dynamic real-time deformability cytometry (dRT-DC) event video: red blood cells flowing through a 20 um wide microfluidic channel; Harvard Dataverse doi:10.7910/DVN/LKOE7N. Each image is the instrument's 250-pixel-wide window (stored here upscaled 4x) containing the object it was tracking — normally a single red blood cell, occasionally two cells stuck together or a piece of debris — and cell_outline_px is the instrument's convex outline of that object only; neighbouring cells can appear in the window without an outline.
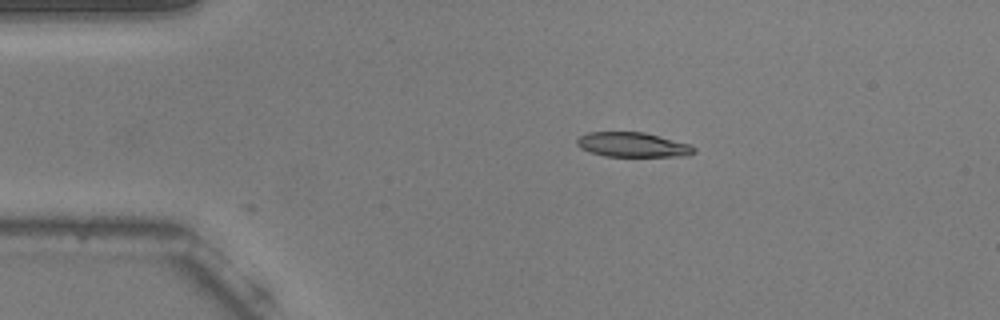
{"species": "common noctule bat (a hibernating species)", "species_latin": "Nyctalus noctula", "temperature_condition": "warm", "stored_images_in_passage": 36, "camera_frame_rate_fps": 3000, "um_per_image_px": 0.085, "animal": {"sex": "male", "body_mass_g": 20.5, "forearm_length_mm": 52.5}, "frame": {"image": 1, "passage_image": 1, "time_ms": 0.0, "image_size_px": [1000, 320], "cell_outline_px": [[696, 152], [688, 156], [604, 156], [580, 148], [576, 144], [576, 140], [580, 136], [588, 132], [644, 132], [692, 144], [696, 148]], "centroid_in_image_um": [53.82, 12.3], "position_along_channel_um": 31.2, "area_um2": 16.94}}
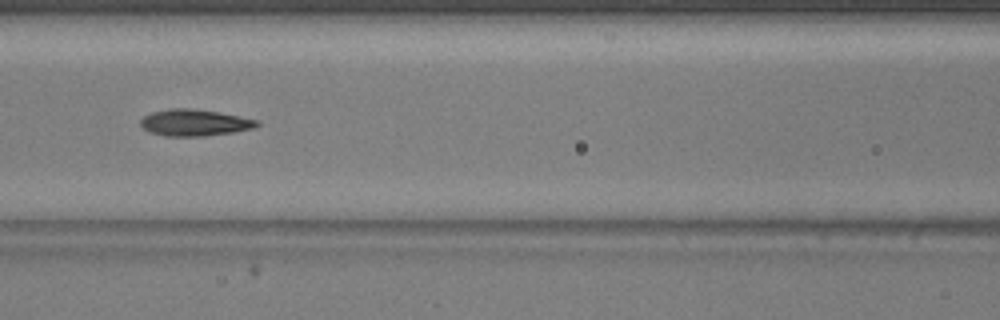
{"frame": {"image": 2, "passage_image": 14, "time_ms": 4.333, "image_size_px": [1000, 320], "cell_outline_px": [[260, 124], [252, 128], [232, 132], [204, 136], [164, 136], [148, 132], [140, 124], [140, 120], [144, 116], [152, 112], [168, 108], [192, 108], [220, 112], [260, 120]], "centroid_in_image_um": [16.52, 10.42], "position_along_channel_um": 150.1, "area_um2": 18.15}}
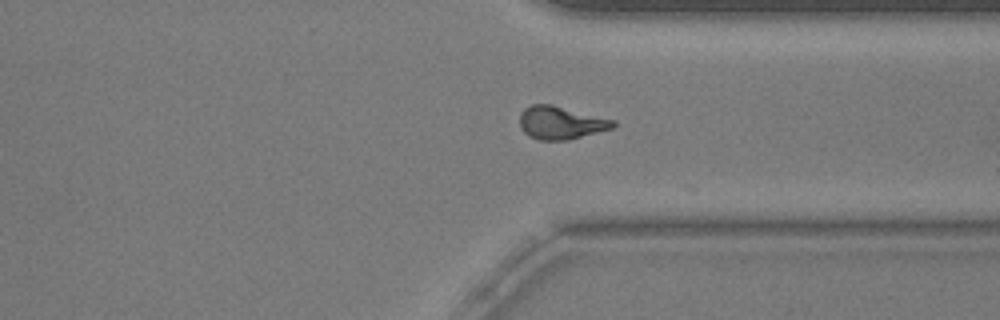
{"frame": {"image": 3, "passage_image": 31, "time_ms": 10.0, "image_size_px": [1000, 320], "cell_outline_px": [[616, 124], [612, 128], [568, 140], [540, 140], [528, 136], [520, 128], [520, 112], [524, 108], [532, 104], [552, 104], [616, 120]], "centroid_in_image_um": [47.65, 10.42], "position_along_channel_um": 363.7, "area_um2": 18.03}, "authors_computed_cell_mechanics": {"area_um2": 17.6579, "velocity_mm_per_s": 3.7866, "shape_relaxation_time_tau1_ms": 3.435, "shape_relaxation_time_tau2_ms": 2.4296, "deformation_change_tau1": 0.1347, "deformation_change_tau2": 0.1127}}